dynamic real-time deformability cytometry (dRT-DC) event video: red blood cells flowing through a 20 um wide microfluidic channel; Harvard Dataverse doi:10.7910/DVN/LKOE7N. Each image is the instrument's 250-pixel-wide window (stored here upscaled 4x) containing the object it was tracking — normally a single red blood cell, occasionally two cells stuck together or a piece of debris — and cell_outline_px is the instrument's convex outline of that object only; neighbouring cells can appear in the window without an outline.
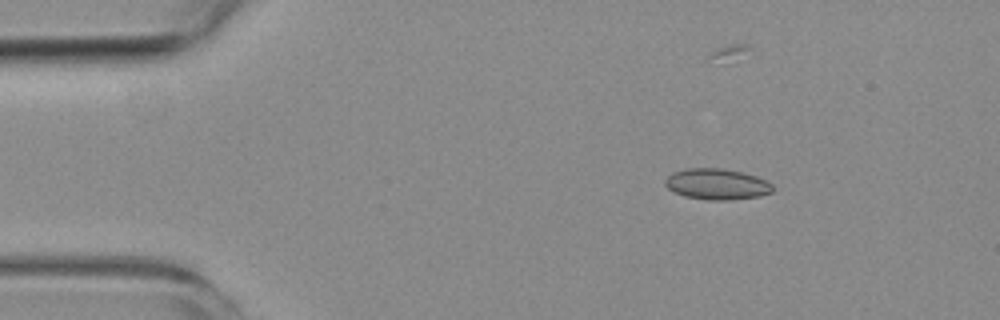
{"species": "common noctule bat (a hibernating species)", "species_latin": "Nyctalus noctula", "temperature_condition": "room temperature", "stored_images_in_passage": 7, "camera_frame_rate_fps": 3000, "um_per_image_px": 0.085, "animal": {"sex": "female", "body_mass_g": 19.3, "forearm_length_mm": 54.1}, "frame": {"image": 1, "passage_image": 3, "time_ms": 2.333, "image_size_px": [1000, 320], "cell_outline_px": [[772, 192], [760, 196], [732, 200], [708, 200], [684, 196], [668, 188], [664, 184], [664, 180], [672, 172], [684, 168], [724, 168], [756, 176], [772, 184]], "centroid_in_image_um": [60.91, 15.65], "position_along_channel_um": 24.1, "area_um2": 19.42}}
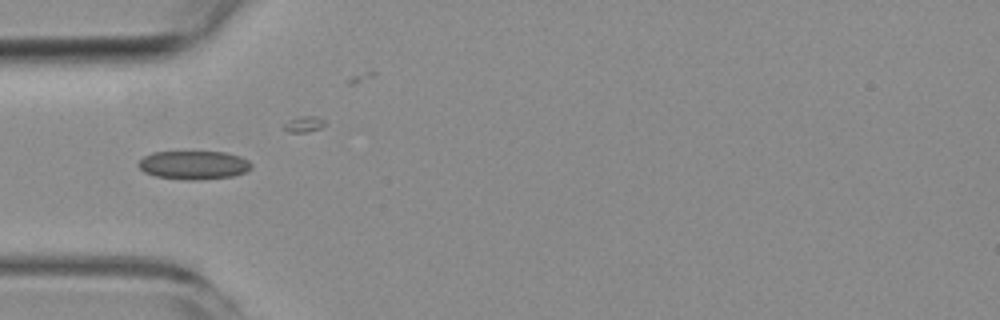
{"frame": {"image": 2, "passage_image": 5, "time_ms": 5.333, "image_size_px": [1000, 320], "cell_outline_px": [[252, 168], [244, 172], [232, 176], [200, 180], [188, 180], [156, 176], [144, 172], [136, 164], [144, 156], [152, 152], [224, 152], [240, 156], [248, 160], [252, 164]], "centroid_in_image_um": [16.46, 14.03], "position_along_channel_um": 68.5, "area_um2": 18.79}}
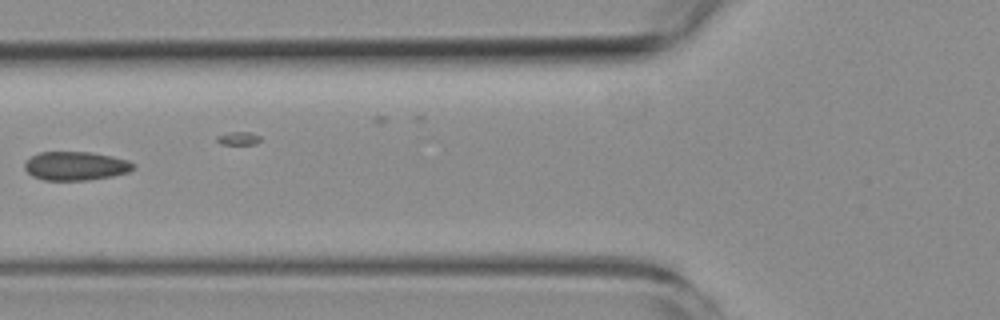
{"frame": {"image": 3, "passage_image": 6, "time_ms": 6.667, "image_size_px": [1000, 320], "cell_outline_px": [[136, 168], [128, 172], [112, 176], [88, 180], [44, 180], [32, 176], [24, 168], [24, 164], [32, 156], [40, 152], [92, 152], [112, 156], [128, 160], [136, 164]], "centroid_in_image_um": [6.47, 14.1], "position_along_channel_um": 119.3, "area_um2": 18.26}}